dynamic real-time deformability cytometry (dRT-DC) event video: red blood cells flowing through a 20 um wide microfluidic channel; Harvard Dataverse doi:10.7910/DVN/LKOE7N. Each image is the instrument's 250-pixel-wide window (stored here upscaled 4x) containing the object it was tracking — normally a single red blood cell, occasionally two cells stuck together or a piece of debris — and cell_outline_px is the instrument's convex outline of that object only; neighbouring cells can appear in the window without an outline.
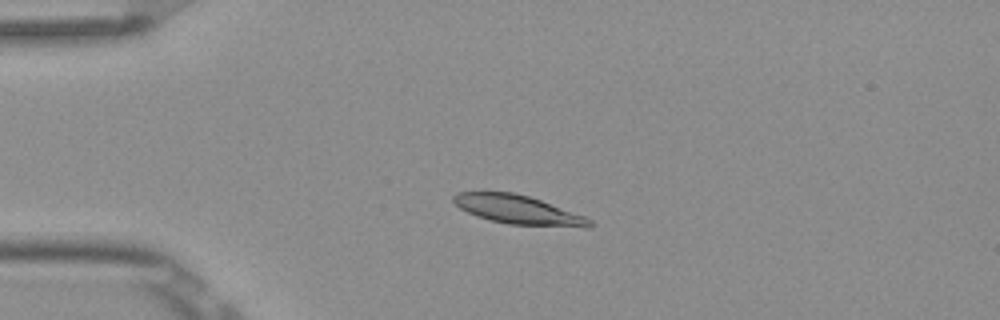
{"species": "Egyptian fruit bat (a non-hibernating species)", "species_latin": "Rousettus aegyptiacus", "temperature_condition": "room temperature", "stored_images_in_passage": 5, "camera_frame_rate_fps": 3000, "um_per_image_px": 0.085, "frame": {"image": 1, "passage_image": 2, "time_ms": 0.333, "image_size_px": [1000, 320], "cell_outline_px": [[596, 224], [588, 228], [584, 228], [508, 224], [476, 216], [460, 208], [452, 200], [452, 196], [460, 192], [512, 192], [528, 196], [540, 200], [584, 216], [592, 220]], "centroid_in_image_um": [44.09, 17.85], "position_along_channel_um": 40.9, "area_um2": 22.83}}
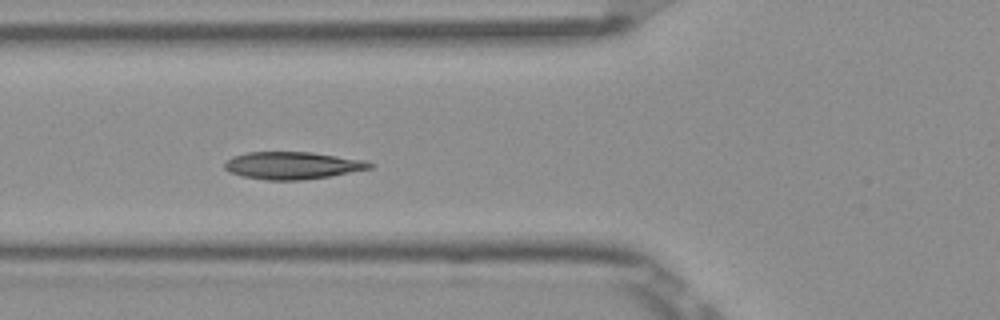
{"frame": {"image": 2, "passage_image": 4, "time_ms": 1.0, "image_size_px": [1000, 320], "cell_outline_px": [[376, 164], [372, 168], [328, 176], [300, 180], [268, 180], [240, 176], [224, 168], [224, 160], [232, 156], [248, 152], [312, 152], [364, 160]], "centroid_in_image_um": [24.83, 14.05], "position_along_channel_um": 101.0, "area_um2": 23.12}}
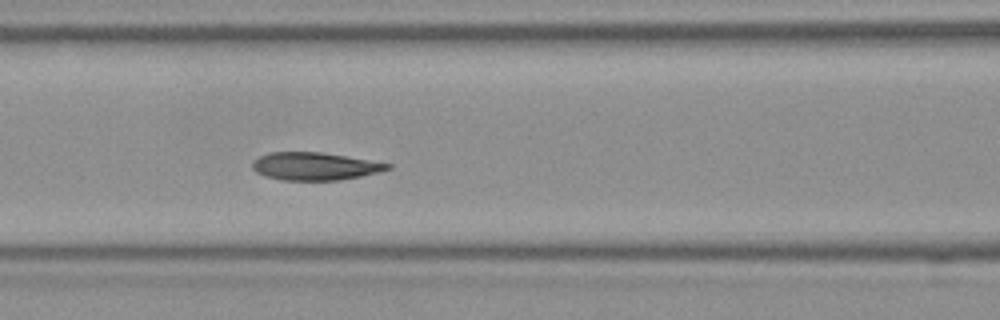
{"frame": {"image": 3, "passage_image": 5, "time_ms": 1.333, "image_size_px": [1000, 320], "cell_outline_px": [[392, 168], [380, 172], [340, 180], [280, 180], [264, 176], [256, 172], [252, 168], [252, 164], [260, 156], [268, 152], [320, 152], [392, 164]], "centroid_in_image_um": [26.74, 14.14], "position_along_channel_um": 139.9, "area_um2": 21.73}}